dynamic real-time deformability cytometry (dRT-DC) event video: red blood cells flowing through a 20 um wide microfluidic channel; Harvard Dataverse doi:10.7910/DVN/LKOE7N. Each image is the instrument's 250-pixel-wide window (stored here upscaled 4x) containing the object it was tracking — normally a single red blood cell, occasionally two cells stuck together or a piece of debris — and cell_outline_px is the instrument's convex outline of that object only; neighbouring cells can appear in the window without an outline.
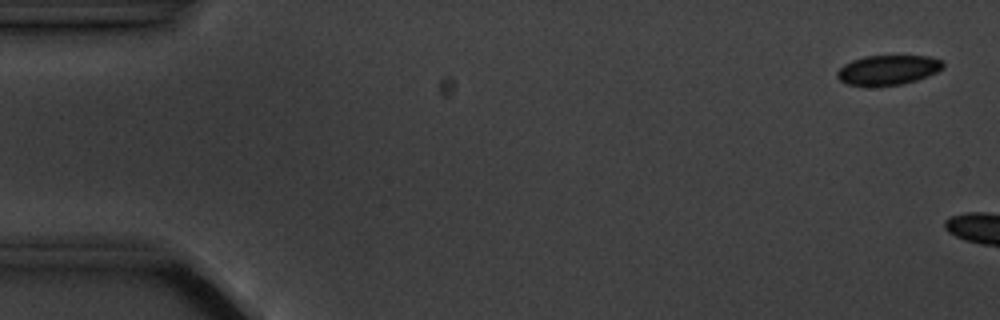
{"species": "common noctule bat (a hibernating species)", "species_latin": "Nyctalus noctula", "temperature_condition": "cold", "stored_images_in_passage": 3, "camera_frame_rate_fps": 3000, "um_per_image_px": 0.085, "animal": {"sex": "male", "body_mass_g": 20.1, "forearm_length_mm": 53.5}, "frame": {"image": 1, "passage_image": 1, "time_ms": 0.0, "image_size_px": [1000, 320], "cell_outline_px": [[944, 68], [928, 76], [904, 84], [848, 84], [840, 80], [836, 76], [836, 72], [844, 64], [852, 60], [864, 56], [928, 56], [944, 60]], "centroid_in_image_um": [75.52, 5.91], "position_along_channel_um": 9.5, "area_um2": 18.03}}